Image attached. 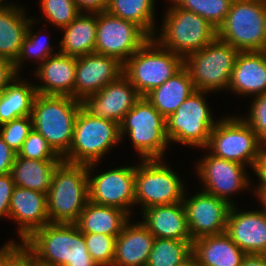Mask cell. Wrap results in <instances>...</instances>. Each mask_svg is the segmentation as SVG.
Wrapping results in <instances>:
<instances>
[{"instance_id":"obj_24","label":"cell","mask_w":266,"mask_h":266,"mask_svg":"<svg viewBox=\"0 0 266 266\" xmlns=\"http://www.w3.org/2000/svg\"><path fill=\"white\" fill-rule=\"evenodd\" d=\"M124 225L117 236L112 266H146L155 237L140 222Z\"/></svg>"},{"instance_id":"obj_7","label":"cell","mask_w":266,"mask_h":266,"mask_svg":"<svg viewBox=\"0 0 266 266\" xmlns=\"http://www.w3.org/2000/svg\"><path fill=\"white\" fill-rule=\"evenodd\" d=\"M125 134L129 135L140 160L162 159L170 144L166 133V118L145 96H141L121 122V140Z\"/></svg>"},{"instance_id":"obj_51","label":"cell","mask_w":266,"mask_h":266,"mask_svg":"<svg viewBox=\"0 0 266 266\" xmlns=\"http://www.w3.org/2000/svg\"><path fill=\"white\" fill-rule=\"evenodd\" d=\"M232 2H235V1H252V0H231Z\"/></svg>"},{"instance_id":"obj_46","label":"cell","mask_w":266,"mask_h":266,"mask_svg":"<svg viewBox=\"0 0 266 266\" xmlns=\"http://www.w3.org/2000/svg\"><path fill=\"white\" fill-rule=\"evenodd\" d=\"M16 75L13 63L0 57V93L8 86Z\"/></svg>"},{"instance_id":"obj_8","label":"cell","mask_w":266,"mask_h":266,"mask_svg":"<svg viewBox=\"0 0 266 266\" xmlns=\"http://www.w3.org/2000/svg\"><path fill=\"white\" fill-rule=\"evenodd\" d=\"M238 53L236 48L216 37L201 50L186 56L184 67L195 90L212 93L228 89Z\"/></svg>"},{"instance_id":"obj_18","label":"cell","mask_w":266,"mask_h":266,"mask_svg":"<svg viewBox=\"0 0 266 266\" xmlns=\"http://www.w3.org/2000/svg\"><path fill=\"white\" fill-rule=\"evenodd\" d=\"M9 219L18 224L21 242L49 222L47 195L44 192L15 186L9 208Z\"/></svg>"},{"instance_id":"obj_17","label":"cell","mask_w":266,"mask_h":266,"mask_svg":"<svg viewBox=\"0 0 266 266\" xmlns=\"http://www.w3.org/2000/svg\"><path fill=\"white\" fill-rule=\"evenodd\" d=\"M140 98L139 92L122 74L97 93L88 96L82 104L93 116L109 119L120 125Z\"/></svg>"},{"instance_id":"obj_4","label":"cell","mask_w":266,"mask_h":266,"mask_svg":"<svg viewBox=\"0 0 266 266\" xmlns=\"http://www.w3.org/2000/svg\"><path fill=\"white\" fill-rule=\"evenodd\" d=\"M164 16L160 36L152 38L162 48L180 55L183 59L201 50L217 37V29L206 19L177 7L173 2Z\"/></svg>"},{"instance_id":"obj_29","label":"cell","mask_w":266,"mask_h":266,"mask_svg":"<svg viewBox=\"0 0 266 266\" xmlns=\"http://www.w3.org/2000/svg\"><path fill=\"white\" fill-rule=\"evenodd\" d=\"M129 219L130 216L119 208L88 201L75 224L82 233H99L117 237Z\"/></svg>"},{"instance_id":"obj_11","label":"cell","mask_w":266,"mask_h":266,"mask_svg":"<svg viewBox=\"0 0 266 266\" xmlns=\"http://www.w3.org/2000/svg\"><path fill=\"white\" fill-rule=\"evenodd\" d=\"M206 91H194L177 110L166 118V133L170 142L204 148L207 146L214 121L207 104Z\"/></svg>"},{"instance_id":"obj_41","label":"cell","mask_w":266,"mask_h":266,"mask_svg":"<svg viewBox=\"0 0 266 266\" xmlns=\"http://www.w3.org/2000/svg\"><path fill=\"white\" fill-rule=\"evenodd\" d=\"M34 252L24 243L11 240L0 248V266H37Z\"/></svg>"},{"instance_id":"obj_12","label":"cell","mask_w":266,"mask_h":266,"mask_svg":"<svg viewBox=\"0 0 266 266\" xmlns=\"http://www.w3.org/2000/svg\"><path fill=\"white\" fill-rule=\"evenodd\" d=\"M151 37L136 23L110 14L97 13L94 53L114 57L124 63Z\"/></svg>"},{"instance_id":"obj_13","label":"cell","mask_w":266,"mask_h":266,"mask_svg":"<svg viewBox=\"0 0 266 266\" xmlns=\"http://www.w3.org/2000/svg\"><path fill=\"white\" fill-rule=\"evenodd\" d=\"M96 164L87 165L89 201L119 208L131 216L129 209L135 204L136 166L117 167L93 176Z\"/></svg>"},{"instance_id":"obj_40","label":"cell","mask_w":266,"mask_h":266,"mask_svg":"<svg viewBox=\"0 0 266 266\" xmlns=\"http://www.w3.org/2000/svg\"><path fill=\"white\" fill-rule=\"evenodd\" d=\"M32 129L31 115L19 117L0 125V136L11 149L18 153Z\"/></svg>"},{"instance_id":"obj_34","label":"cell","mask_w":266,"mask_h":266,"mask_svg":"<svg viewBox=\"0 0 266 266\" xmlns=\"http://www.w3.org/2000/svg\"><path fill=\"white\" fill-rule=\"evenodd\" d=\"M177 7L193 12L218 29L226 19L231 0H170Z\"/></svg>"},{"instance_id":"obj_30","label":"cell","mask_w":266,"mask_h":266,"mask_svg":"<svg viewBox=\"0 0 266 266\" xmlns=\"http://www.w3.org/2000/svg\"><path fill=\"white\" fill-rule=\"evenodd\" d=\"M63 160H37L15 157L11 175L15 186L47 194L54 171Z\"/></svg>"},{"instance_id":"obj_39","label":"cell","mask_w":266,"mask_h":266,"mask_svg":"<svg viewBox=\"0 0 266 266\" xmlns=\"http://www.w3.org/2000/svg\"><path fill=\"white\" fill-rule=\"evenodd\" d=\"M16 156L37 160H63L46 139L34 129L29 132Z\"/></svg>"},{"instance_id":"obj_6","label":"cell","mask_w":266,"mask_h":266,"mask_svg":"<svg viewBox=\"0 0 266 266\" xmlns=\"http://www.w3.org/2000/svg\"><path fill=\"white\" fill-rule=\"evenodd\" d=\"M217 37L239 52L266 51V0L232 2Z\"/></svg>"},{"instance_id":"obj_22","label":"cell","mask_w":266,"mask_h":266,"mask_svg":"<svg viewBox=\"0 0 266 266\" xmlns=\"http://www.w3.org/2000/svg\"><path fill=\"white\" fill-rule=\"evenodd\" d=\"M141 211V223L155 238L193 241L183 202L153 206Z\"/></svg>"},{"instance_id":"obj_20","label":"cell","mask_w":266,"mask_h":266,"mask_svg":"<svg viewBox=\"0 0 266 266\" xmlns=\"http://www.w3.org/2000/svg\"><path fill=\"white\" fill-rule=\"evenodd\" d=\"M76 64L77 57L60 52L48 57L34 71L40 83L43 82L41 85H35L36 92L42 95L70 96L74 98Z\"/></svg>"},{"instance_id":"obj_26","label":"cell","mask_w":266,"mask_h":266,"mask_svg":"<svg viewBox=\"0 0 266 266\" xmlns=\"http://www.w3.org/2000/svg\"><path fill=\"white\" fill-rule=\"evenodd\" d=\"M24 7L3 6L0 9V57L14 63L19 56L32 18Z\"/></svg>"},{"instance_id":"obj_48","label":"cell","mask_w":266,"mask_h":266,"mask_svg":"<svg viewBox=\"0 0 266 266\" xmlns=\"http://www.w3.org/2000/svg\"><path fill=\"white\" fill-rule=\"evenodd\" d=\"M257 199L259 200V204L261 203L264 211L266 212V193H254Z\"/></svg>"},{"instance_id":"obj_21","label":"cell","mask_w":266,"mask_h":266,"mask_svg":"<svg viewBox=\"0 0 266 266\" xmlns=\"http://www.w3.org/2000/svg\"><path fill=\"white\" fill-rule=\"evenodd\" d=\"M242 96L266 93V51L239 52L228 91Z\"/></svg>"},{"instance_id":"obj_50","label":"cell","mask_w":266,"mask_h":266,"mask_svg":"<svg viewBox=\"0 0 266 266\" xmlns=\"http://www.w3.org/2000/svg\"><path fill=\"white\" fill-rule=\"evenodd\" d=\"M0 2H1V4L3 5V6H12V4L11 3H5L6 2V0H0Z\"/></svg>"},{"instance_id":"obj_43","label":"cell","mask_w":266,"mask_h":266,"mask_svg":"<svg viewBox=\"0 0 266 266\" xmlns=\"http://www.w3.org/2000/svg\"><path fill=\"white\" fill-rule=\"evenodd\" d=\"M14 188L15 183L11 173L0 175V217L2 218L9 216L10 199Z\"/></svg>"},{"instance_id":"obj_35","label":"cell","mask_w":266,"mask_h":266,"mask_svg":"<svg viewBox=\"0 0 266 266\" xmlns=\"http://www.w3.org/2000/svg\"><path fill=\"white\" fill-rule=\"evenodd\" d=\"M36 21V19H31L26 37L24 39V42L22 43L19 56L13 63V67L17 75L19 74L21 66H23L22 63L24 61L35 58V61L37 60L39 62V65H41L48 57L59 53H53L54 46H50V43L47 42L45 38H42L40 34H37L35 32L33 33L31 26Z\"/></svg>"},{"instance_id":"obj_16","label":"cell","mask_w":266,"mask_h":266,"mask_svg":"<svg viewBox=\"0 0 266 266\" xmlns=\"http://www.w3.org/2000/svg\"><path fill=\"white\" fill-rule=\"evenodd\" d=\"M123 74V63L97 53L77 57L74 99L83 102Z\"/></svg>"},{"instance_id":"obj_45","label":"cell","mask_w":266,"mask_h":266,"mask_svg":"<svg viewBox=\"0 0 266 266\" xmlns=\"http://www.w3.org/2000/svg\"><path fill=\"white\" fill-rule=\"evenodd\" d=\"M78 10L83 13H101L107 11L110 0H74ZM88 11V12H87Z\"/></svg>"},{"instance_id":"obj_3","label":"cell","mask_w":266,"mask_h":266,"mask_svg":"<svg viewBox=\"0 0 266 266\" xmlns=\"http://www.w3.org/2000/svg\"><path fill=\"white\" fill-rule=\"evenodd\" d=\"M121 143L120 125L112 120L95 117L80 108L69 152L63 161L89 165L100 162L113 145Z\"/></svg>"},{"instance_id":"obj_25","label":"cell","mask_w":266,"mask_h":266,"mask_svg":"<svg viewBox=\"0 0 266 266\" xmlns=\"http://www.w3.org/2000/svg\"><path fill=\"white\" fill-rule=\"evenodd\" d=\"M247 254L224 232L193 240L192 257L199 266H241Z\"/></svg>"},{"instance_id":"obj_37","label":"cell","mask_w":266,"mask_h":266,"mask_svg":"<svg viewBox=\"0 0 266 266\" xmlns=\"http://www.w3.org/2000/svg\"><path fill=\"white\" fill-rule=\"evenodd\" d=\"M84 238L88 252L98 266H112L117 237L99 233H84Z\"/></svg>"},{"instance_id":"obj_5","label":"cell","mask_w":266,"mask_h":266,"mask_svg":"<svg viewBox=\"0 0 266 266\" xmlns=\"http://www.w3.org/2000/svg\"><path fill=\"white\" fill-rule=\"evenodd\" d=\"M184 66V59L150 38L123 63V75L141 96L161 86Z\"/></svg>"},{"instance_id":"obj_47","label":"cell","mask_w":266,"mask_h":266,"mask_svg":"<svg viewBox=\"0 0 266 266\" xmlns=\"http://www.w3.org/2000/svg\"><path fill=\"white\" fill-rule=\"evenodd\" d=\"M241 266H266V254H247Z\"/></svg>"},{"instance_id":"obj_10","label":"cell","mask_w":266,"mask_h":266,"mask_svg":"<svg viewBox=\"0 0 266 266\" xmlns=\"http://www.w3.org/2000/svg\"><path fill=\"white\" fill-rule=\"evenodd\" d=\"M162 159L141 160L135 170V205L141 210L182 202L186 189L177 172Z\"/></svg>"},{"instance_id":"obj_38","label":"cell","mask_w":266,"mask_h":266,"mask_svg":"<svg viewBox=\"0 0 266 266\" xmlns=\"http://www.w3.org/2000/svg\"><path fill=\"white\" fill-rule=\"evenodd\" d=\"M66 266H98L88 252L84 233L75 223H68V249Z\"/></svg>"},{"instance_id":"obj_15","label":"cell","mask_w":266,"mask_h":266,"mask_svg":"<svg viewBox=\"0 0 266 266\" xmlns=\"http://www.w3.org/2000/svg\"><path fill=\"white\" fill-rule=\"evenodd\" d=\"M185 196L182 202L192 240L226 232L231 204L203 190L189 199Z\"/></svg>"},{"instance_id":"obj_14","label":"cell","mask_w":266,"mask_h":266,"mask_svg":"<svg viewBox=\"0 0 266 266\" xmlns=\"http://www.w3.org/2000/svg\"><path fill=\"white\" fill-rule=\"evenodd\" d=\"M207 154L196 163L197 174L204 186L202 190L225 200L232 206L236 205L230 199L232 194L247 189L251 184L245 172L246 166L215 157L210 152Z\"/></svg>"},{"instance_id":"obj_9","label":"cell","mask_w":266,"mask_h":266,"mask_svg":"<svg viewBox=\"0 0 266 266\" xmlns=\"http://www.w3.org/2000/svg\"><path fill=\"white\" fill-rule=\"evenodd\" d=\"M223 117L211 130L206 149L215 157L254 168L265 144L243 117ZM247 164V165H246Z\"/></svg>"},{"instance_id":"obj_36","label":"cell","mask_w":266,"mask_h":266,"mask_svg":"<svg viewBox=\"0 0 266 266\" xmlns=\"http://www.w3.org/2000/svg\"><path fill=\"white\" fill-rule=\"evenodd\" d=\"M45 19L59 29L68 26L81 12L74 0H40Z\"/></svg>"},{"instance_id":"obj_42","label":"cell","mask_w":266,"mask_h":266,"mask_svg":"<svg viewBox=\"0 0 266 266\" xmlns=\"http://www.w3.org/2000/svg\"><path fill=\"white\" fill-rule=\"evenodd\" d=\"M250 113L244 120L254 130L259 139L266 145V93L254 96Z\"/></svg>"},{"instance_id":"obj_44","label":"cell","mask_w":266,"mask_h":266,"mask_svg":"<svg viewBox=\"0 0 266 266\" xmlns=\"http://www.w3.org/2000/svg\"><path fill=\"white\" fill-rule=\"evenodd\" d=\"M16 155L0 136V175L11 173Z\"/></svg>"},{"instance_id":"obj_33","label":"cell","mask_w":266,"mask_h":266,"mask_svg":"<svg viewBox=\"0 0 266 266\" xmlns=\"http://www.w3.org/2000/svg\"><path fill=\"white\" fill-rule=\"evenodd\" d=\"M192 243L155 238L146 266H181L192 257Z\"/></svg>"},{"instance_id":"obj_2","label":"cell","mask_w":266,"mask_h":266,"mask_svg":"<svg viewBox=\"0 0 266 266\" xmlns=\"http://www.w3.org/2000/svg\"><path fill=\"white\" fill-rule=\"evenodd\" d=\"M46 195L50 223H76L89 201L87 165L62 161Z\"/></svg>"},{"instance_id":"obj_32","label":"cell","mask_w":266,"mask_h":266,"mask_svg":"<svg viewBox=\"0 0 266 266\" xmlns=\"http://www.w3.org/2000/svg\"><path fill=\"white\" fill-rule=\"evenodd\" d=\"M155 0H110L107 11L140 26L151 38L155 36ZM155 22V23H154Z\"/></svg>"},{"instance_id":"obj_28","label":"cell","mask_w":266,"mask_h":266,"mask_svg":"<svg viewBox=\"0 0 266 266\" xmlns=\"http://www.w3.org/2000/svg\"><path fill=\"white\" fill-rule=\"evenodd\" d=\"M64 36L58 52L73 57L94 53L97 32V13H80L68 26L61 29Z\"/></svg>"},{"instance_id":"obj_1","label":"cell","mask_w":266,"mask_h":266,"mask_svg":"<svg viewBox=\"0 0 266 266\" xmlns=\"http://www.w3.org/2000/svg\"><path fill=\"white\" fill-rule=\"evenodd\" d=\"M82 102L70 96L38 94L32 106V126L63 158L70 149Z\"/></svg>"},{"instance_id":"obj_49","label":"cell","mask_w":266,"mask_h":266,"mask_svg":"<svg viewBox=\"0 0 266 266\" xmlns=\"http://www.w3.org/2000/svg\"><path fill=\"white\" fill-rule=\"evenodd\" d=\"M181 266H199L197 261L191 257L189 260H187L183 265Z\"/></svg>"},{"instance_id":"obj_23","label":"cell","mask_w":266,"mask_h":266,"mask_svg":"<svg viewBox=\"0 0 266 266\" xmlns=\"http://www.w3.org/2000/svg\"><path fill=\"white\" fill-rule=\"evenodd\" d=\"M24 243L42 266H66L68 223H48L36 230Z\"/></svg>"},{"instance_id":"obj_27","label":"cell","mask_w":266,"mask_h":266,"mask_svg":"<svg viewBox=\"0 0 266 266\" xmlns=\"http://www.w3.org/2000/svg\"><path fill=\"white\" fill-rule=\"evenodd\" d=\"M194 91L196 90L190 74L183 66L161 86L147 93L145 97L164 118H168Z\"/></svg>"},{"instance_id":"obj_31","label":"cell","mask_w":266,"mask_h":266,"mask_svg":"<svg viewBox=\"0 0 266 266\" xmlns=\"http://www.w3.org/2000/svg\"><path fill=\"white\" fill-rule=\"evenodd\" d=\"M20 76L16 75L0 93V125L32 113L36 88L32 82L19 79Z\"/></svg>"},{"instance_id":"obj_19","label":"cell","mask_w":266,"mask_h":266,"mask_svg":"<svg viewBox=\"0 0 266 266\" xmlns=\"http://www.w3.org/2000/svg\"><path fill=\"white\" fill-rule=\"evenodd\" d=\"M230 208L226 233L246 254H266V212L261 210L240 211Z\"/></svg>"}]
</instances>
